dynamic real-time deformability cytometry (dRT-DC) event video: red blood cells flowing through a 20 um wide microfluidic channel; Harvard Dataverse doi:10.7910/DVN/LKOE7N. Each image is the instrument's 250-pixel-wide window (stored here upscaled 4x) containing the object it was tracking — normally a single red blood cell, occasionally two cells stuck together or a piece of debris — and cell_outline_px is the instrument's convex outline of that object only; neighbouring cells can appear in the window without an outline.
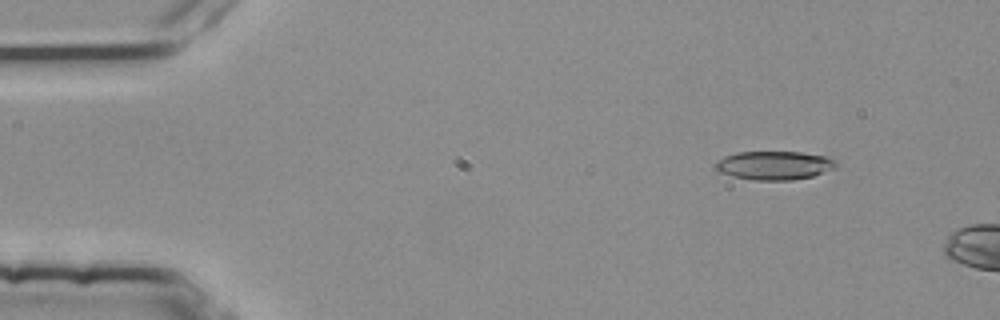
{"species": "common noctule bat (a hibernating species)", "species_latin": "Nyctalus noctula", "temperature_condition": "room temperature", "stored_images_in_passage": 4, "camera_frame_rate_fps": 3000, "um_per_image_px": 0.085, "animal": {"sex": "female", "body_mass_g": 25.1}, "frame": {"image": 1, "passage_image": 2, "time_ms": 0.333, "image_size_px": [1000, 320], "cell_outline_px": [[836, 168], [812, 176], [792, 180], [752, 180], [732, 176], [720, 172], [716, 168], [716, 160], [724, 156], [736, 152], [800, 152], [828, 156], [836, 160]], "centroid_in_image_um": [65.82, 14.05], "position_along_channel_um": 19.2, "area_um2": 20.23}}
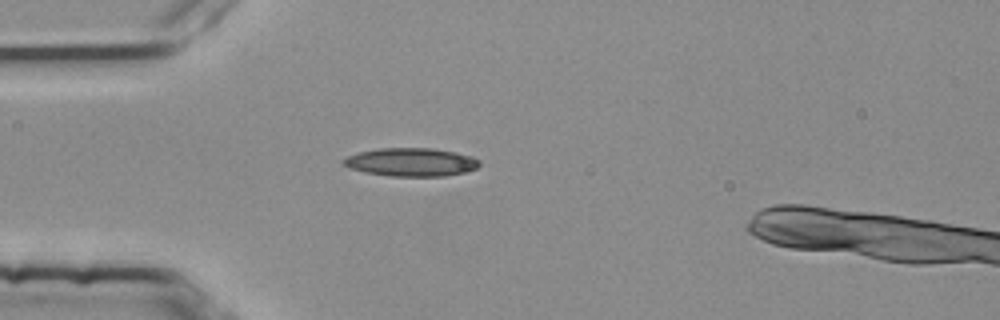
{"frame": {"image": 2, "passage_image": 4, "time_ms": 1.0, "image_size_px": [1000, 320], "cell_outline_px": [[480, 164], [476, 168], [464, 172], [444, 176], [388, 176], [364, 172], [348, 168], [340, 164], [340, 160], [348, 156], [360, 152], [380, 148], [432, 148], [456, 152], [472, 156], [480, 160]], "centroid_in_image_um": [34.91, 13.78], "position_along_channel_um": 50.1, "area_um2": 22.6}}